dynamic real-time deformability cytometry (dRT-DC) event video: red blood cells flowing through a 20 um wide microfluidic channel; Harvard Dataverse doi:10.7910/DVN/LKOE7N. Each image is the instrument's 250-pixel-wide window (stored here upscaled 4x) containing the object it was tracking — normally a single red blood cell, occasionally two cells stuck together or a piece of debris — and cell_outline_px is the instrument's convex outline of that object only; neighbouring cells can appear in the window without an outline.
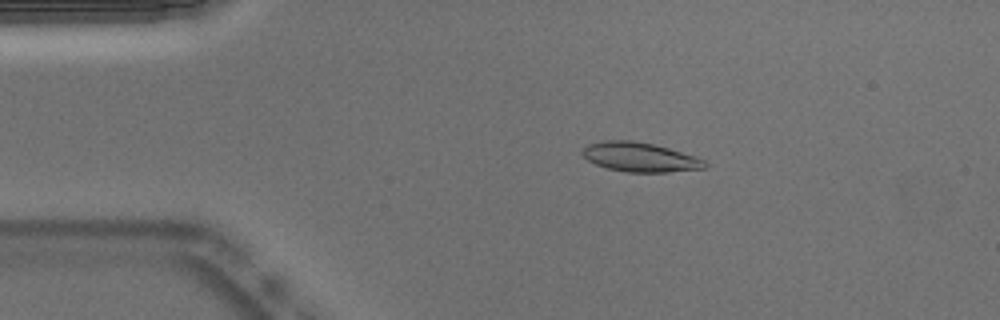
{"species": "Egyptian fruit bat (a non-hibernating species)", "species_latin": "Rousettus aegyptiacus", "temperature_condition": "warm", "stored_images_in_passage": 53, "camera_frame_rate_fps": 3000, "um_per_image_px": 0.085, "animal": {"sex": "male"}, "frame": {"image": 1, "passage_image": 10, "time_ms": 3.0, "image_size_px": [1000, 320], "cell_outline_px": [[708, 164], [704, 168], [668, 172], [628, 172], [608, 168], [596, 164], [588, 160], [580, 152], [588, 144], [604, 140], [632, 140], [652, 144], [668, 148], [696, 156], [704, 160]], "centroid_in_image_um": [54.39, 13.35], "position_along_channel_um": 30.6, "area_um2": 20.81}}
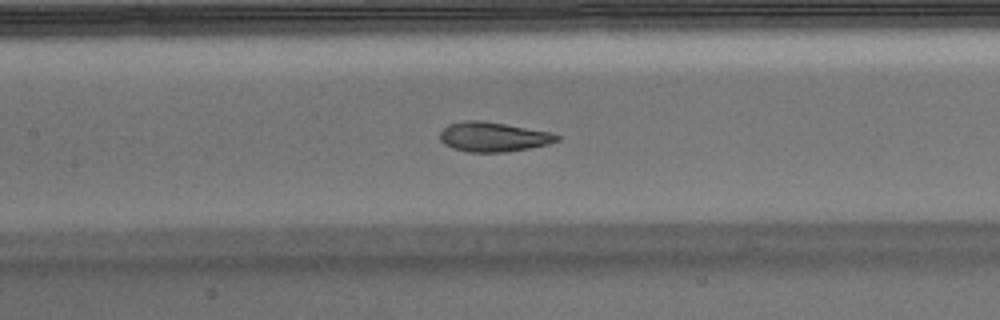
{"frame": {"image": 2, "passage_image": 24, "time_ms": 7.667, "image_size_px": [1000, 320], "cell_outline_px": [[560, 140], [548, 144], [528, 148], [504, 152], [468, 152], [452, 148], [444, 144], [440, 140], [440, 132], [448, 124], [464, 120], [480, 120], [552, 132], [560, 136]], "centroid_in_image_um": [41.91, 11.63], "position_along_channel_um": 165.5, "area_um2": 20.17}}
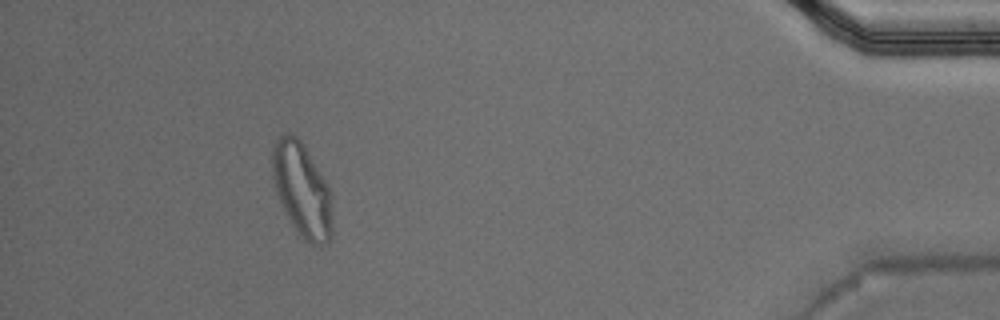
{"frame": {"image": 3, "passage_image": 48, "time_ms": 15.667, "image_size_px": [1000, 320], "cell_outline_px": [[332, 236], [328, 244], [320, 248], [316, 248], [304, 240], [292, 224], [280, 200], [272, 176], [272, 148], [276, 140], [284, 132], [288, 132], [296, 136], [304, 144], [320, 172], [332, 196]], "centroid_in_image_um": [25.7, 16.18], "position_along_channel_um": 409.5, "area_um2": 32.95}, "authors_computed_cell_mechanics": {"area_um2": 20.8658, "velocity_mm_per_s": 3.7999, "shape_relaxation_time_tau1_ms": 10.3263, "shape_relaxation_time_tau2_ms": 1.2726, "deformation_change_tau1": 0.2747, "deformation_change_tau2": 0.0733}}